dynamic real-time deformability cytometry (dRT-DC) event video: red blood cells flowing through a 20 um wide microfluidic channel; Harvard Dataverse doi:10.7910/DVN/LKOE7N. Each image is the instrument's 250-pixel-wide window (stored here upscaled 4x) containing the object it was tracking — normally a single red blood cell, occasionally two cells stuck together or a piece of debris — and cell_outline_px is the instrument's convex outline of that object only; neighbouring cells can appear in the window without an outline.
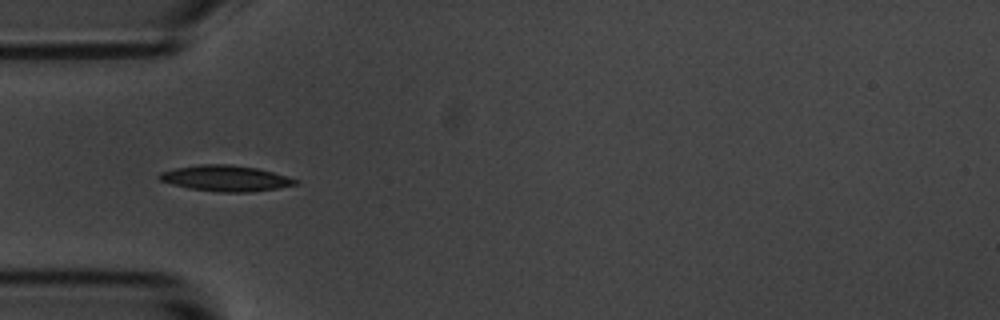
{"species": "common noctule bat (a hibernating species)", "species_latin": "Nyctalus noctula", "temperature_condition": "room temperature", "stored_images_in_passage": 9, "camera_frame_rate_fps": 3000, "um_per_image_px": 0.085, "animal": {"sex": "male", "body_mass_g": 20.1, "forearm_length_mm": 53.5}, "frame": {"image": 1, "passage_image": 3, "time_ms": 2.333, "image_size_px": [1000, 320], "cell_outline_px": [[300, 184], [276, 188], [248, 192], [216, 192], [188, 188], [172, 184], [160, 180], [156, 176], [160, 172], [176, 168], [200, 164], [228, 164], [256, 168], [272, 172], [300, 180]], "centroid_in_image_um": [19.17, 15.16], "position_along_channel_um": 65.8, "area_um2": 20.46}}
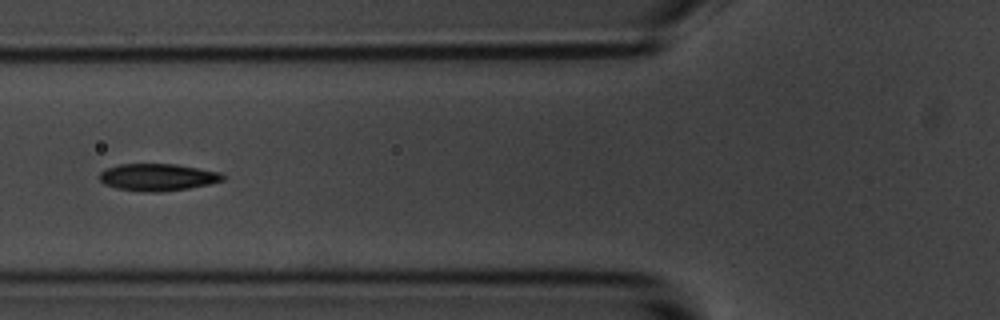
{"frame": {"image": 2, "passage_image": 4, "time_ms": 3.667, "image_size_px": [1000, 320], "cell_outline_px": [[224, 180], [208, 184], [188, 188], [160, 192], [144, 192], [116, 188], [104, 184], [100, 180], [100, 172], [104, 168], [120, 164], [176, 164], [224, 172]], "centroid_in_image_um": [13.41, 15.05], "position_along_channel_um": 112.4, "area_um2": 19.65}}
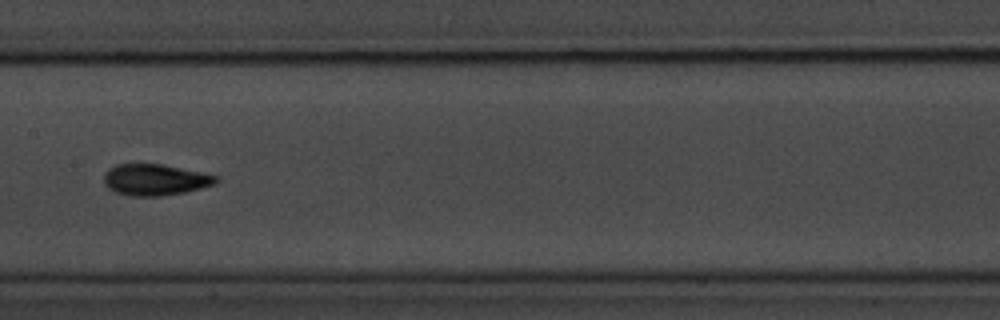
{"frame": {"image": 3, "passage_image": 6, "time_ms": 6.0, "image_size_px": [1000, 320], "cell_outline_px": [[220, 180], [216, 184], [184, 192], [160, 196], [128, 196], [116, 192], [108, 188], [104, 184], [104, 172], [108, 168], [116, 164], [164, 164], [204, 172], [220, 176]], "centroid_in_image_um": [13.21, 15.27], "position_along_channel_um": 194.2, "area_um2": 20.81}}